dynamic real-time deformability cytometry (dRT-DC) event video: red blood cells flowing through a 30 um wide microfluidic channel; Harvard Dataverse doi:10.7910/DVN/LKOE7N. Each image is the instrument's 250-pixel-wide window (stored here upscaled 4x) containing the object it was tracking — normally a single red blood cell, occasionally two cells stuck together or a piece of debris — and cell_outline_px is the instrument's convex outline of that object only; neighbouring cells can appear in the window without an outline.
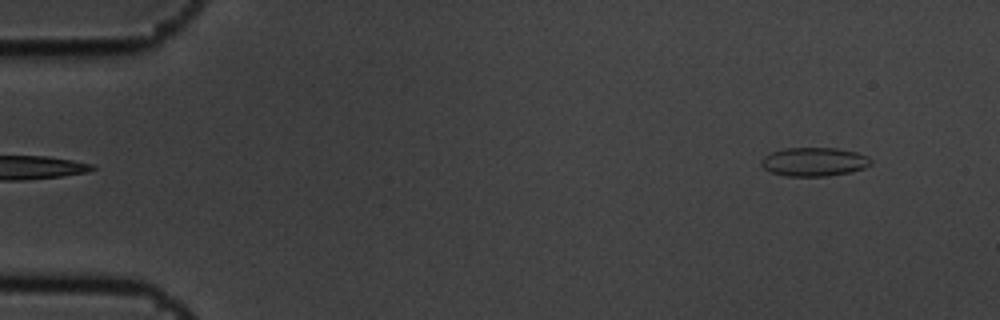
{"species": "common noctule bat (a hibernating species)", "species_latin": "Nyctalus noctula", "temperature_condition": "cold", "stored_images_in_passage": 2, "camera_frame_rate_fps": 3000, "um_per_image_px": 0.085, "animal": {"sex": "male", "body_mass_g": 19.5, "forearm_length_mm": 54.6}, "frame": {"image": 1, "passage_image": 2, "time_ms": 0.333, "image_size_px": [1000, 320], "cell_outline_px": [[872, 164], [864, 168], [852, 172], [828, 176], [788, 176], [772, 172], [764, 168], [760, 164], [760, 160], [764, 156], [772, 152], [784, 148], [836, 148], [856, 152], [868, 156], [872, 160]], "centroid_in_image_um": [69.22, 13.75], "position_along_channel_um": 15.8, "area_um2": 18.44}}